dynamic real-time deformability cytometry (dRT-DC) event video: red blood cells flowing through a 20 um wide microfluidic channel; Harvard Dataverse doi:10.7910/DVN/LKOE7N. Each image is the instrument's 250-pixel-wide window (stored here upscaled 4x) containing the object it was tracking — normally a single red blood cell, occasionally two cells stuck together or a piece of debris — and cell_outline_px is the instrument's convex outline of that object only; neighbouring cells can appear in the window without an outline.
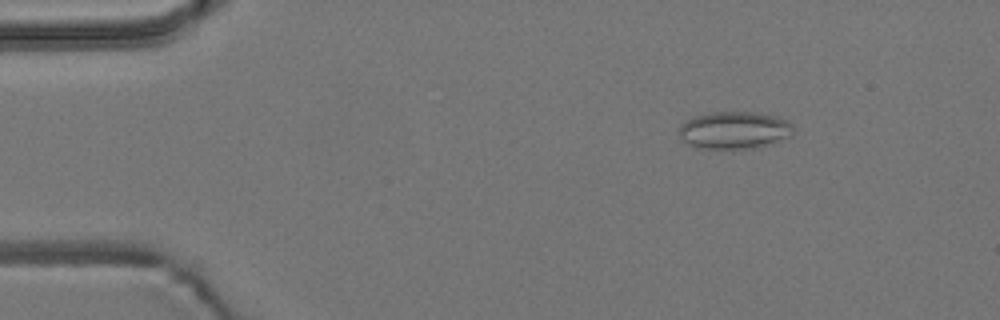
{"species": "common noctule bat (a hibernating species)", "species_latin": "Nyctalus noctula", "temperature_condition": "room temperature", "stored_images_in_passage": 6, "camera_frame_rate_fps": 3000, "um_per_image_px": 0.085, "animal": {"sex": "male", "body_mass_g": 19.2, "forearm_length_mm": 51.8}, "frame": {"image": 1, "passage_image": 3, "time_ms": 0.667, "image_size_px": [1000, 320], "cell_outline_px": [[792, 136], [772, 144], [752, 148], [700, 148], [688, 144], [680, 140], [680, 124], [692, 116], [716, 112], [756, 112], [788, 120], [792, 124]], "centroid_in_image_um": [62.41, 11.07], "position_along_channel_um": 22.6, "area_um2": 24.91}}